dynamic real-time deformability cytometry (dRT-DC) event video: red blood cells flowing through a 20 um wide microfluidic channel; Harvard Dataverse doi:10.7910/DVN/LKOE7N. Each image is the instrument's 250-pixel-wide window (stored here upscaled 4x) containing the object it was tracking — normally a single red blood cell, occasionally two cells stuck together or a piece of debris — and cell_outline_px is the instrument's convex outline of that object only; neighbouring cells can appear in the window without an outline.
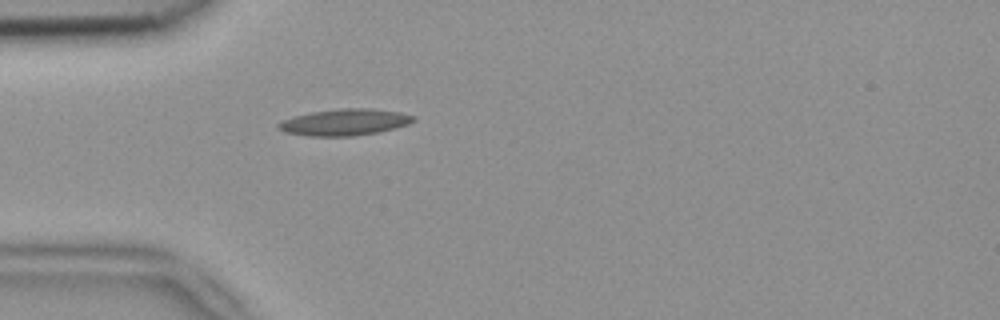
{"species": "common noctule bat (a hibernating species)", "species_latin": "Nyctalus noctula", "temperature_condition": "room temperature", "stored_images_in_passage": 1, "camera_frame_rate_fps": 3000, "um_per_image_px": 0.085, "animal": {"sex": "female", "body_mass_g": 18.4}, "frame": {"image": 1, "passage_image": 1, "time_ms": 0.0, "image_size_px": [1000, 320], "cell_outline_px": [[416, 120], [408, 124], [396, 128], [380, 132], [352, 136], [308, 136], [284, 132], [276, 128], [276, 124], [284, 120], [296, 116], [312, 112], [340, 108], [372, 108], [400, 112], [416, 116]], "centroid_in_image_um": [29.33, 10.39], "position_along_channel_um": 55.7, "area_um2": 20.98}}